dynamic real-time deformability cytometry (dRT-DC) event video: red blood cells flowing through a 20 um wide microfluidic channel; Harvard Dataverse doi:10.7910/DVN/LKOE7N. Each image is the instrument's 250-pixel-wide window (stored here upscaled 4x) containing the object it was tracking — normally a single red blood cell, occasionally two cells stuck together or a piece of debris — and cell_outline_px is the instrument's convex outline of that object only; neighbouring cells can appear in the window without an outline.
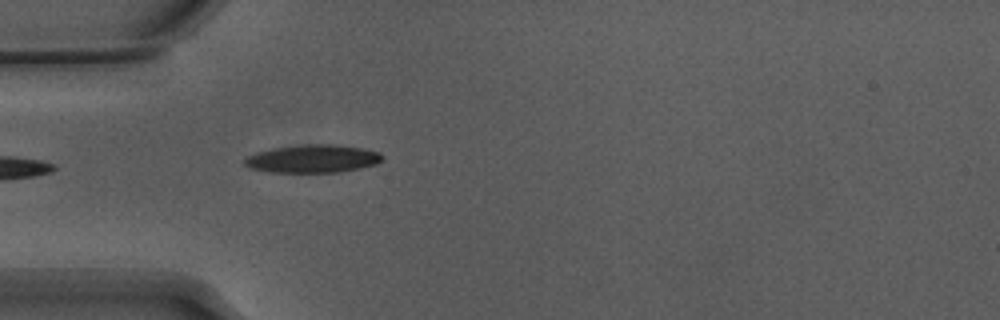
{"species": "Egyptian fruit bat (a non-hibernating species)", "species_latin": "Rousettus aegyptiacus", "temperature_condition": "warm", "stored_images_in_passage": 18, "camera_frame_rate_fps": 3000, "um_per_image_px": 0.085, "animal": {"sex": "male"}, "frame": {"image": 1, "passage_image": 1, "time_ms": 0.0, "image_size_px": [1000, 320], "cell_outline_px": [[384, 156], [376, 164], [360, 168], [340, 172], [268, 172], [248, 168], [244, 164], [244, 160], [248, 156], [260, 152], [276, 148], [304, 144], [332, 144], [360, 148], [380, 152]], "centroid_in_image_um": [26.59, 13.5], "position_along_channel_um": 58.4, "area_um2": 22.25}}